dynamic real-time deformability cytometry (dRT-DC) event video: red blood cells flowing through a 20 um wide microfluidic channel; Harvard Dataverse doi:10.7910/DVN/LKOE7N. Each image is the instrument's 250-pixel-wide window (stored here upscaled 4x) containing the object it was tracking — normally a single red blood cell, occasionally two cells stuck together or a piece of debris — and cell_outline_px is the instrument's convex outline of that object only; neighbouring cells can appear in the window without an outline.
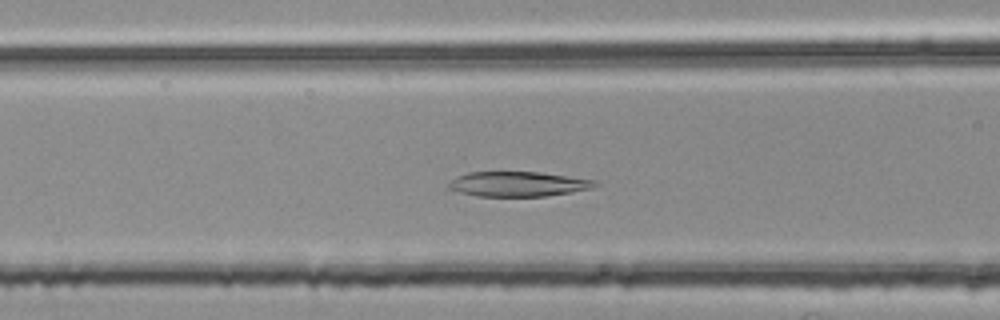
{"species": "common noctule bat (a hibernating species)", "species_latin": "Nyctalus noctula", "temperature_condition": "room temperature", "stored_images_in_passage": 32, "camera_frame_rate_fps": 3000, "um_per_image_px": 0.085, "animal": {"sex": "female", "body_mass_g": 25.1}, "frame": {"image": 1, "passage_image": 7, "time_ms": 2.0, "image_size_px": [1000, 320], "cell_outline_px": [[600, 184], [592, 188], [572, 192], [544, 196], [476, 196], [460, 192], [448, 188], [448, 184], [456, 176], [468, 172], [540, 172], [596, 180]], "centroid_in_image_um": [44.05, 15.64], "position_along_channel_um": 122.5, "area_um2": 21.21}}
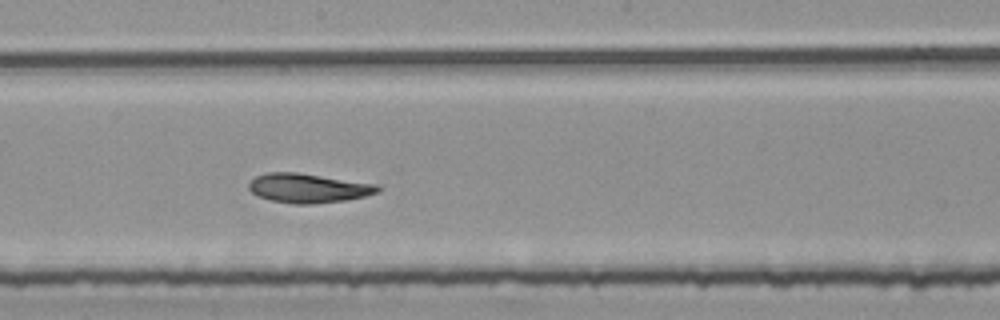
{"frame": {"image": 2, "passage_image": 15, "time_ms": 4.667, "image_size_px": [1000, 320], "cell_outline_px": [[380, 192], [364, 196], [344, 200], [312, 204], [292, 204], [268, 200], [252, 192], [248, 188], [248, 184], [256, 176], [268, 172], [296, 172], [380, 184]], "centroid_in_image_um": [26.22, 15.99], "position_along_channel_um": 222.0, "area_um2": 22.08}}
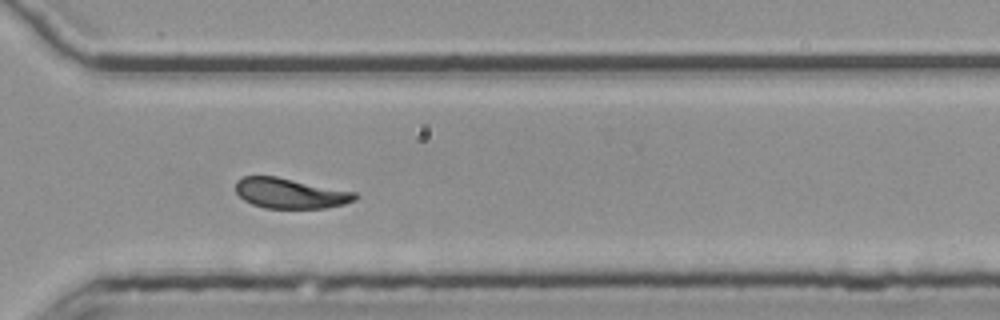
{"frame": {"image": 3, "passage_image": 25, "time_ms": 8.0, "image_size_px": [1000, 320], "cell_outline_px": [[360, 196], [356, 200], [344, 204], [324, 208], [264, 208], [252, 204], [244, 200], [236, 192], [236, 180], [244, 176], [276, 176], [356, 192]], "centroid_in_image_um": [24.68, 16.43], "position_along_channel_um": 345.9, "area_um2": 21.1}, "authors_computed_cell_mechanics": {"area_um2": 21.2993, "velocity_mm_per_s": 3.7303, "shape_relaxation_time_tau1_ms": null, "shape_relaxation_time_tau2_ms": 5.2389, "deformation_change_tau1": null, "deformation_change_tau2": 0.1044}}